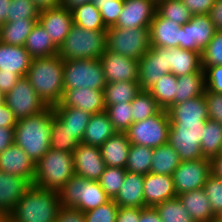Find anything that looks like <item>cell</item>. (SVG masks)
<instances>
[{
	"label": "cell",
	"mask_w": 222,
	"mask_h": 222,
	"mask_svg": "<svg viewBox=\"0 0 222 222\" xmlns=\"http://www.w3.org/2000/svg\"><path fill=\"white\" fill-rule=\"evenodd\" d=\"M91 2V0H61L60 6L68 9L69 11L74 10L76 7L80 5Z\"/></svg>",
	"instance_id": "a7ac6f4b"
},
{
	"label": "cell",
	"mask_w": 222,
	"mask_h": 222,
	"mask_svg": "<svg viewBox=\"0 0 222 222\" xmlns=\"http://www.w3.org/2000/svg\"><path fill=\"white\" fill-rule=\"evenodd\" d=\"M167 112L170 122H206L209 119L204 95L173 104Z\"/></svg>",
	"instance_id": "484cf974"
},
{
	"label": "cell",
	"mask_w": 222,
	"mask_h": 222,
	"mask_svg": "<svg viewBox=\"0 0 222 222\" xmlns=\"http://www.w3.org/2000/svg\"><path fill=\"white\" fill-rule=\"evenodd\" d=\"M33 59L58 54V47L48 36L47 31L36 22L24 44Z\"/></svg>",
	"instance_id": "1f68e13d"
},
{
	"label": "cell",
	"mask_w": 222,
	"mask_h": 222,
	"mask_svg": "<svg viewBox=\"0 0 222 222\" xmlns=\"http://www.w3.org/2000/svg\"><path fill=\"white\" fill-rule=\"evenodd\" d=\"M195 222H211L216 219L203 188L177 196Z\"/></svg>",
	"instance_id": "4316f807"
},
{
	"label": "cell",
	"mask_w": 222,
	"mask_h": 222,
	"mask_svg": "<svg viewBox=\"0 0 222 222\" xmlns=\"http://www.w3.org/2000/svg\"><path fill=\"white\" fill-rule=\"evenodd\" d=\"M14 128L0 127V153L14 144Z\"/></svg>",
	"instance_id": "94428289"
},
{
	"label": "cell",
	"mask_w": 222,
	"mask_h": 222,
	"mask_svg": "<svg viewBox=\"0 0 222 222\" xmlns=\"http://www.w3.org/2000/svg\"><path fill=\"white\" fill-rule=\"evenodd\" d=\"M204 126L205 122H170L168 143L177 152L180 161L206 158L200 148Z\"/></svg>",
	"instance_id": "9c48e42d"
},
{
	"label": "cell",
	"mask_w": 222,
	"mask_h": 222,
	"mask_svg": "<svg viewBox=\"0 0 222 222\" xmlns=\"http://www.w3.org/2000/svg\"><path fill=\"white\" fill-rule=\"evenodd\" d=\"M216 31L209 14L193 15L191 20L181 26V48L201 54Z\"/></svg>",
	"instance_id": "5bb4252c"
},
{
	"label": "cell",
	"mask_w": 222,
	"mask_h": 222,
	"mask_svg": "<svg viewBox=\"0 0 222 222\" xmlns=\"http://www.w3.org/2000/svg\"><path fill=\"white\" fill-rule=\"evenodd\" d=\"M157 13L180 26H183L193 16L182 0H162L157 3Z\"/></svg>",
	"instance_id": "ee69618b"
},
{
	"label": "cell",
	"mask_w": 222,
	"mask_h": 222,
	"mask_svg": "<svg viewBox=\"0 0 222 222\" xmlns=\"http://www.w3.org/2000/svg\"><path fill=\"white\" fill-rule=\"evenodd\" d=\"M106 50L139 61L150 49L149 28L108 27Z\"/></svg>",
	"instance_id": "ba28073f"
},
{
	"label": "cell",
	"mask_w": 222,
	"mask_h": 222,
	"mask_svg": "<svg viewBox=\"0 0 222 222\" xmlns=\"http://www.w3.org/2000/svg\"><path fill=\"white\" fill-rule=\"evenodd\" d=\"M64 60L57 54L32 60L26 78L48 107L60 103L63 94Z\"/></svg>",
	"instance_id": "7a4b0ae2"
},
{
	"label": "cell",
	"mask_w": 222,
	"mask_h": 222,
	"mask_svg": "<svg viewBox=\"0 0 222 222\" xmlns=\"http://www.w3.org/2000/svg\"><path fill=\"white\" fill-rule=\"evenodd\" d=\"M211 174L222 179V153L210 159Z\"/></svg>",
	"instance_id": "e7e4bbea"
},
{
	"label": "cell",
	"mask_w": 222,
	"mask_h": 222,
	"mask_svg": "<svg viewBox=\"0 0 222 222\" xmlns=\"http://www.w3.org/2000/svg\"><path fill=\"white\" fill-rule=\"evenodd\" d=\"M52 107L42 113L17 120L14 143L21 147L36 164L50 149Z\"/></svg>",
	"instance_id": "3957f363"
},
{
	"label": "cell",
	"mask_w": 222,
	"mask_h": 222,
	"mask_svg": "<svg viewBox=\"0 0 222 222\" xmlns=\"http://www.w3.org/2000/svg\"><path fill=\"white\" fill-rule=\"evenodd\" d=\"M176 84L177 77L174 74L168 73L163 75L148 91L156 100L157 104L162 109L167 110L174 104Z\"/></svg>",
	"instance_id": "74e56055"
},
{
	"label": "cell",
	"mask_w": 222,
	"mask_h": 222,
	"mask_svg": "<svg viewBox=\"0 0 222 222\" xmlns=\"http://www.w3.org/2000/svg\"><path fill=\"white\" fill-rule=\"evenodd\" d=\"M55 222H85V216L80 209L61 207Z\"/></svg>",
	"instance_id": "9f6ffc18"
},
{
	"label": "cell",
	"mask_w": 222,
	"mask_h": 222,
	"mask_svg": "<svg viewBox=\"0 0 222 222\" xmlns=\"http://www.w3.org/2000/svg\"><path fill=\"white\" fill-rule=\"evenodd\" d=\"M50 148L73 153L79 145L72 134L65 128L62 122L53 114Z\"/></svg>",
	"instance_id": "60d3db41"
},
{
	"label": "cell",
	"mask_w": 222,
	"mask_h": 222,
	"mask_svg": "<svg viewBox=\"0 0 222 222\" xmlns=\"http://www.w3.org/2000/svg\"><path fill=\"white\" fill-rule=\"evenodd\" d=\"M36 22H38V18L7 21L4 25L0 26V41L9 45L24 46Z\"/></svg>",
	"instance_id": "836d02e7"
},
{
	"label": "cell",
	"mask_w": 222,
	"mask_h": 222,
	"mask_svg": "<svg viewBox=\"0 0 222 222\" xmlns=\"http://www.w3.org/2000/svg\"><path fill=\"white\" fill-rule=\"evenodd\" d=\"M10 6L8 21L39 17L40 10L32 0H12Z\"/></svg>",
	"instance_id": "c3c4849f"
},
{
	"label": "cell",
	"mask_w": 222,
	"mask_h": 222,
	"mask_svg": "<svg viewBox=\"0 0 222 222\" xmlns=\"http://www.w3.org/2000/svg\"><path fill=\"white\" fill-rule=\"evenodd\" d=\"M203 189L206 192L213 214L217 217L222 211V179L210 174Z\"/></svg>",
	"instance_id": "681fc988"
},
{
	"label": "cell",
	"mask_w": 222,
	"mask_h": 222,
	"mask_svg": "<svg viewBox=\"0 0 222 222\" xmlns=\"http://www.w3.org/2000/svg\"><path fill=\"white\" fill-rule=\"evenodd\" d=\"M216 219L220 222H222V211L219 213V215L216 217Z\"/></svg>",
	"instance_id": "8c879c8a"
},
{
	"label": "cell",
	"mask_w": 222,
	"mask_h": 222,
	"mask_svg": "<svg viewBox=\"0 0 222 222\" xmlns=\"http://www.w3.org/2000/svg\"><path fill=\"white\" fill-rule=\"evenodd\" d=\"M153 148L130 144L125 169L131 173L146 175L150 173Z\"/></svg>",
	"instance_id": "ab89813d"
},
{
	"label": "cell",
	"mask_w": 222,
	"mask_h": 222,
	"mask_svg": "<svg viewBox=\"0 0 222 222\" xmlns=\"http://www.w3.org/2000/svg\"><path fill=\"white\" fill-rule=\"evenodd\" d=\"M211 222H220V221H218L217 219H215V220H213V221H211Z\"/></svg>",
	"instance_id": "34e18365"
},
{
	"label": "cell",
	"mask_w": 222,
	"mask_h": 222,
	"mask_svg": "<svg viewBox=\"0 0 222 222\" xmlns=\"http://www.w3.org/2000/svg\"><path fill=\"white\" fill-rule=\"evenodd\" d=\"M210 19L217 30H222V0H216L209 13Z\"/></svg>",
	"instance_id": "6125c7cd"
},
{
	"label": "cell",
	"mask_w": 222,
	"mask_h": 222,
	"mask_svg": "<svg viewBox=\"0 0 222 222\" xmlns=\"http://www.w3.org/2000/svg\"><path fill=\"white\" fill-rule=\"evenodd\" d=\"M52 107H74L95 114L106 110L103 90L74 88L64 91L59 104Z\"/></svg>",
	"instance_id": "d6986e66"
},
{
	"label": "cell",
	"mask_w": 222,
	"mask_h": 222,
	"mask_svg": "<svg viewBox=\"0 0 222 222\" xmlns=\"http://www.w3.org/2000/svg\"><path fill=\"white\" fill-rule=\"evenodd\" d=\"M206 92L205 72H195L177 77L174 104L200 97Z\"/></svg>",
	"instance_id": "d6a6232c"
},
{
	"label": "cell",
	"mask_w": 222,
	"mask_h": 222,
	"mask_svg": "<svg viewBox=\"0 0 222 222\" xmlns=\"http://www.w3.org/2000/svg\"><path fill=\"white\" fill-rule=\"evenodd\" d=\"M140 91L138 81L107 83L103 90L104 103L105 105H115L121 102L131 103Z\"/></svg>",
	"instance_id": "d590c367"
},
{
	"label": "cell",
	"mask_w": 222,
	"mask_h": 222,
	"mask_svg": "<svg viewBox=\"0 0 222 222\" xmlns=\"http://www.w3.org/2000/svg\"><path fill=\"white\" fill-rule=\"evenodd\" d=\"M62 207L80 209L83 213L106 204L111 198L98 181L74 175L58 191Z\"/></svg>",
	"instance_id": "8992f818"
},
{
	"label": "cell",
	"mask_w": 222,
	"mask_h": 222,
	"mask_svg": "<svg viewBox=\"0 0 222 222\" xmlns=\"http://www.w3.org/2000/svg\"><path fill=\"white\" fill-rule=\"evenodd\" d=\"M200 148L203 156L209 159L222 153V125L219 122L212 119L205 122Z\"/></svg>",
	"instance_id": "8d00e7d4"
},
{
	"label": "cell",
	"mask_w": 222,
	"mask_h": 222,
	"mask_svg": "<svg viewBox=\"0 0 222 222\" xmlns=\"http://www.w3.org/2000/svg\"><path fill=\"white\" fill-rule=\"evenodd\" d=\"M35 165L28 154L15 143L0 153V171L21 176L31 185L35 176Z\"/></svg>",
	"instance_id": "44dd1931"
},
{
	"label": "cell",
	"mask_w": 222,
	"mask_h": 222,
	"mask_svg": "<svg viewBox=\"0 0 222 222\" xmlns=\"http://www.w3.org/2000/svg\"><path fill=\"white\" fill-rule=\"evenodd\" d=\"M131 106L132 123L156 115L162 109L148 90H141L131 101Z\"/></svg>",
	"instance_id": "b9f144b4"
},
{
	"label": "cell",
	"mask_w": 222,
	"mask_h": 222,
	"mask_svg": "<svg viewBox=\"0 0 222 222\" xmlns=\"http://www.w3.org/2000/svg\"><path fill=\"white\" fill-rule=\"evenodd\" d=\"M12 0H0V26L8 21V14Z\"/></svg>",
	"instance_id": "03108f58"
},
{
	"label": "cell",
	"mask_w": 222,
	"mask_h": 222,
	"mask_svg": "<svg viewBox=\"0 0 222 222\" xmlns=\"http://www.w3.org/2000/svg\"><path fill=\"white\" fill-rule=\"evenodd\" d=\"M119 207L113 199L84 213L85 222H116Z\"/></svg>",
	"instance_id": "f907efd6"
},
{
	"label": "cell",
	"mask_w": 222,
	"mask_h": 222,
	"mask_svg": "<svg viewBox=\"0 0 222 222\" xmlns=\"http://www.w3.org/2000/svg\"><path fill=\"white\" fill-rule=\"evenodd\" d=\"M31 184L23 177L0 171V222L12 212Z\"/></svg>",
	"instance_id": "ffe728a7"
},
{
	"label": "cell",
	"mask_w": 222,
	"mask_h": 222,
	"mask_svg": "<svg viewBox=\"0 0 222 222\" xmlns=\"http://www.w3.org/2000/svg\"><path fill=\"white\" fill-rule=\"evenodd\" d=\"M156 12L157 4L153 0H124L122 12L112 27L149 28Z\"/></svg>",
	"instance_id": "9a60e30c"
},
{
	"label": "cell",
	"mask_w": 222,
	"mask_h": 222,
	"mask_svg": "<svg viewBox=\"0 0 222 222\" xmlns=\"http://www.w3.org/2000/svg\"><path fill=\"white\" fill-rule=\"evenodd\" d=\"M41 11L44 9L56 8L60 6L61 0H32Z\"/></svg>",
	"instance_id": "003e7915"
},
{
	"label": "cell",
	"mask_w": 222,
	"mask_h": 222,
	"mask_svg": "<svg viewBox=\"0 0 222 222\" xmlns=\"http://www.w3.org/2000/svg\"><path fill=\"white\" fill-rule=\"evenodd\" d=\"M53 114L62 122L72 136L82 142L92 114L74 107H52Z\"/></svg>",
	"instance_id": "4dcf8cb0"
},
{
	"label": "cell",
	"mask_w": 222,
	"mask_h": 222,
	"mask_svg": "<svg viewBox=\"0 0 222 222\" xmlns=\"http://www.w3.org/2000/svg\"><path fill=\"white\" fill-rule=\"evenodd\" d=\"M170 119L166 109L145 120L133 122L125 131L130 144L156 148L168 143Z\"/></svg>",
	"instance_id": "30bf717a"
},
{
	"label": "cell",
	"mask_w": 222,
	"mask_h": 222,
	"mask_svg": "<svg viewBox=\"0 0 222 222\" xmlns=\"http://www.w3.org/2000/svg\"><path fill=\"white\" fill-rule=\"evenodd\" d=\"M72 154L75 175L87 180L98 181L100 179L106 168L100 147L81 142Z\"/></svg>",
	"instance_id": "2e32d148"
},
{
	"label": "cell",
	"mask_w": 222,
	"mask_h": 222,
	"mask_svg": "<svg viewBox=\"0 0 222 222\" xmlns=\"http://www.w3.org/2000/svg\"><path fill=\"white\" fill-rule=\"evenodd\" d=\"M33 58L24 46H14L0 41L1 72L17 73L26 77Z\"/></svg>",
	"instance_id": "cb8c5ba5"
},
{
	"label": "cell",
	"mask_w": 222,
	"mask_h": 222,
	"mask_svg": "<svg viewBox=\"0 0 222 222\" xmlns=\"http://www.w3.org/2000/svg\"><path fill=\"white\" fill-rule=\"evenodd\" d=\"M107 83L138 81V61L105 51L99 58Z\"/></svg>",
	"instance_id": "e0dca14e"
},
{
	"label": "cell",
	"mask_w": 222,
	"mask_h": 222,
	"mask_svg": "<svg viewBox=\"0 0 222 222\" xmlns=\"http://www.w3.org/2000/svg\"><path fill=\"white\" fill-rule=\"evenodd\" d=\"M126 171L125 168L106 166L104 173L100 176L98 182L111 199L118 194L124 181Z\"/></svg>",
	"instance_id": "bcb514c9"
},
{
	"label": "cell",
	"mask_w": 222,
	"mask_h": 222,
	"mask_svg": "<svg viewBox=\"0 0 222 222\" xmlns=\"http://www.w3.org/2000/svg\"><path fill=\"white\" fill-rule=\"evenodd\" d=\"M94 6L99 9L100 4H108V3H124V0H91Z\"/></svg>",
	"instance_id": "89a4df30"
},
{
	"label": "cell",
	"mask_w": 222,
	"mask_h": 222,
	"mask_svg": "<svg viewBox=\"0 0 222 222\" xmlns=\"http://www.w3.org/2000/svg\"><path fill=\"white\" fill-rule=\"evenodd\" d=\"M16 124L17 119L5 102L0 104V127L14 128Z\"/></svg>",
	"instance_id": "91938a15"
},
{
	"label": "cell",
	"mask_w": 222,
	"mask_h": 222,
	"mask_svg": "<svg viewBox=\"0 0 222 222\" xmlns=\"http://www.w3.org/2000/svg\"><path fill=\"white\" fill-rule=\"evenodd\" d=\"M61 207L58 191L31 185L3 222H55Z\"/></svg>",
	"instance_id": "6da1fadb"
},
{
	"label": "cell",
	"mask_w": 222,
	"mask_h": 222,
	"mask_svg": "<svg viewBox=\"0 0 222 222\" xmlns=\"http://www.w3.org/2000/svg\"><path fill=\"white\" fill-rule=\"evenodd\" d=\"M141 208L119 207L116 222H139Z\"/></svg>",
	"instance_id": "6f0895ef"
},
{
	"label": "cell",
	"mask_w": 222,
	"mask_h": 222,
	"mask_svg": "<svg viewBox=\"0 0 222 222\" xmlns=\"http://www.w3.org/2000/svg\"><path fill=\"white\" fill-rule=\"evenodd\" d=\"M4 102L17 120L42 113L48 108L26 77H22L16 85L5 94Z\"/></svg>",
	"instance_id": "8fae6325"
},
{
	"label": "cell",
	"mask_w": 222,
	"mask_h": 222,
	"mask_svg": "<svg viewBox=\"0 0 222 222\" xmlns=\"http://www.w3.org/2000/svg\"><path fill=\"white\" fill-rule=\"evenodd\" d=\"M152 158L150 172L161 175L172 176L181 162L177 152L169 143L153 148Z\"/></svg>",
	"instance_id": "e575fe53"
},
{
	"label": "cell",
	"mask_w": 222,
	"mask_h": 222,
	"mask_svg": "<svg viewBox=\"0 0 222 222\" xmlns=\"http://www.w3.org/2000/svg\"><path fill=\"white\" fill-rule=\"evenodd\" d=\"M144 175L126 171L118 194L113 198L118 207H146L144 202Z\"/></svg>",
	"instance_id": "d4e9b609"
},
{
	"label": "cell",
	"mask_w": 222,
	"mask_h": 222,
	"mask_svg": "<svg viewBox=\"0 0 222 222\" xmlns=\"http://www.w3.org/2000/svg\"><path fill=\"white\" fill-rule=\"evenodd\" d=\"M21 79L17 73L1 72L0 70V91L5 95Z\"/></svg>",
	"instance_id": "680465c9"
},
{
	"label": "cell",
	"mask_w": 222,
	"mask_h": 222,
	"mask_svg": "<svg viewBox=\"0 0 222 222\" xmlns=\"http://www.w3.org/2000/svg\"><path fill=\"white\" fill-rule=\"evenodd\" d=\"M156 4L159 2V1H162V0H153Z\"/></svg>",
	"instance_id": "753ad0ef"
},
{
	"label": "cell",
	"mask_w": 222,
	"mask_h": 222,
	"mask_svg": "<svg viewBox=\"0 0 222 222\" xmlns=\"http://www.w3.org/2000/svg\"><path fill=\"white\" fill-rule=\"evenodd\" d=\"M74 175L73 154L50 148L35 165L33 185L59 191Z\"/></svg>",
	"instance_id": "277c9868"
},
{
	"label": "cell",
	"mask_w": 222,
	"mask_h": 222,
	"mask_svg": "<svg viewBox=\"0 0 222 222\" xmlns=\"http://www.w3.org/2000/svg\"><path fill=\"white\" fill-rule=\"evenodd\" d=\"M106 45V30H89L73 23L58 48V55L63 60L99 59L106 51Z\"/></svg>",
	"instance_id": "5b68a950"
},
{
	"label": "cell",
	"mask_w": 222,
	"mask_h": 222,
	"mask_svg": "<svg viewBox=\"0 0 222 222\" xmlns=\"http://www.w3.org/2000/svg\"><path fill=\"white\" fill-rule=\"evenodd\" d=\"M143 193L146 207L177 197L172 176L151 172L144 175Z\"/></svg>",
	"instance_id": "7402d4cb"
},
{
	"label": "cell",
	"mask_w": 222,
	"mask_h": 222,
	"mask_svg": "<svg viewBox=\"0 0 222 222\" xmlns=\"http://www.w3.org/2000/svg\"><path fill=\"white\" fill-rule=\"evenodd\" d=\"M117 130L106 111L92 114L85 129L82 143L101 147Z\"/></svg>",
	"instance_id": "83f0119b"
},
{
	"label": "cell",
	"mask_w": 222,
	"mask_h": 222,
	"mask_svg": "<svg viewBox=\"0 0 222 222\" xmlns=\"http://www.w3.org/2000/svg\"><path fill=\"white\" fill-rule=\"evenodd\" d=\"M169 48L151 46L138 61V83L141 90H149L169 70Z\"/></svg>",
	"instance_id": "4fadbf2b"
},
{
	"label": "cell",
	"mask_w": 222,
	"mask_h": 222,
	"mask_svg": "<svg viewBox=\"0 0 222 222\" xmlns=\"http://www.w3.org/2000/svg\"><path fill=\"white\" fill-rule=\"evenodd\" d=\"M38 22L47 31L53 43L59 48L73 25L72 11L62 6L44 9L39 13Z\"/></svg>",
	"instance_id": "ac0fdd59"
},
{
	"label": "cell",
	"mask_w": 222,
	"mask_h": 222,
	"mask_svg": "<svg viewBox=\"0 0 222 222\" xmlns=\"http://www.w3.org/2000/svg\"><path fill=\"white\" fill-rule=\"evenodd\" d=\"M169 70L176 77L195 72H204L201 64V54L180 47L169 48Z\"/></svg>",
	"instance_id": "f1b7e54d"
},
{
	"label": "cell",
	"mask_w": 222,
	"mask_h": 222,
	"mask_svg": "<svg viewBox=\"0 0 222 222\" xmlns=\"http://www.w3.org/2000/svg\"><path fill=\"white\" fill-rule=\"evenodd\" d=\"M202 66L222 65V30H217L201 53Z\"/></svg>",
	"instance_id": "7dc6e473"
},
{
	"label": "cell",
	"mask_w": 222,
	"mask_h": 222,
	"mask_svg": "<svg viewBox=\"0 0 222 222\" xmlns=\"http://www.w3.org/2000/svg\"><path fill=\"white\" fill-rule=\"evenodd\" d=\"M130 149V141L125 132H117L101 147L102 158L108 167L125 168Z\"/></svg>",
	"instance_id": "f546056e"
},
{
	"label": "cell",
	"mask_w": 222,
	"mask_h": 222,
	"mask_svg": "<svg viewBox=\"0 0 222 222\" xmlns=\"http://www.w3.org/2000/svg\"><path fill=\"white\" fill-rule=\"evenodd\" d=\"M209 119L222 125V94L204 93Z\"/></svg>",
	"instance_id": "f5cc1de1"
},
{
	"label": "cell",
	"mask_w": 222,
	"mask_h": 222,
	"mask_svg": "<svg viewBox=\"0 0 222 222\" xmlns=\"http://www.w3.org/2000/svg\"><path fill=\"white\" fill-rule=\"evenodd\" d=\"M124 3L100 4V14L105 26L112 27L116 24L119 15L122 12Z\"/></svg>",
	"instance_id": "db71d44e"
},
{
	"label": "cell",
	"mask_w": 222,
	"mask_h": 222,
	"mask_svg": "<svg viewBox=\"0 0 222 222\" xmlns=\"http://www.w3.org/2000/svg\"><path fill=\"white\" fill-rule=\"evenodd\" d=\"M162 222H195L178 197L155 206Z\"/></svg>",
	"instance_id": "7bdbcfd3"
},
{
	"label": "cell",
	"mask_w": 222,
	"mask_h": 222,
	"mask_svg": "<svg viewBox=\"0 0 222 222\" xmlns=\"http://www.w3.org/2000/svg\"><path fill=\"white\" fill-rule=\"evenodd\" d=\"M5 95L0 91V104L4 103Z\"/></svg>",
	"instance_id": "2644e50d"
},
{
	"label": "cell",
	"mask_w": 222,
	"mask_h": 222,
	"mask_svg": "<svg viewBox=\"0 0 222 222\" xmlns=\"http://www.w3.org/2000/svg\"><path fill=\"white\" fill-rule=\"evenodd\" d=\"M73 23L89 30H107L100 11L92 2L80 5L72 10Z\"/></svg>",
	"instance_id": "f35d334b"
},
{
	"label": "cell",
	"mask_w": 222,
	"mask_h": 222,
	"mask_svg": "<svg viewBox=\"0 0 222 222\" xmlns=\"http://www.w3.org/2000/svg\"><path fill=\"white\" fill-rule=\"evenodd\" d=\"M205 72L206 92L222 94V65L202 66Z\"/></svg>",
	"instance_id": "816d5d0a"
},
{
	"label": "cell",
	"mask_w": 222,
	"mask_h": 222,
	"mask_svg": "<svg viewBox=\"0 0 222 222\" xmlns=\"http://www.w3.org/2000/svg\"><path fill=\"white\" fill-rule=\"evenodd\" d=\"M106 113L113 123L117 132H125L132 124V106L131 103H117L115 105H105Z\"/></svg>",
	"instance_id": "f6af8a7d"
},
{
	"label": "cell",
	"mask_w": 222,
	"mask_h": 222,
	"mask_svg": "<svg viewBox=\"0 0 222 222\" xmlns=\"http://www.w3.org/2000/svg\"><path fill=\"white\" fill-rule=\"evenodd\" d=\"M192 15L209 14L216 0H182Z\"/></svg>",
	"instance_id": "11a10c76"
},
{
	"label": "cell",
	"mask_w": 222,
	"mask_h": 222,
	"mask_svg": "<svg viewBox=\"0 0 222 222\" xmlns=\"http://www.w3.org/2000/svg\"><path fill=\"white\" fill-rule=\"evenodd\" d=\"M107 81L99 59L64 60V91L74 88L104 90Z\"/></svg>",
	"instance_id": "52a82bcc"
},
{
	"label": "cell",
	"mask_w": 222,
	"mask_h": 222,
	"mask_svg": "<svg viewBox=\"0 0 222 222\" xmlns=\"http://www.w3.org/2000/svg\"><path fill=\"white\" fill-rule=\"evenodd\" d=\"M150 46L181 48V26L157 12L149 27Z\"/></svg>",
	"instance_id": "603a6c76"
},
{
	"label": "cell",
	"mask_w": 222,
	"mask_h": 222,
	"mask_svg": "<svg viewBox=\"0 0 222 222\" xmlns=\"http://www.w3.org/2000/svg\"><path fill=\"white\" fill-rule=\"evenodd\" d=\"M139 222H162L155 207L141 208Z\"/></svg>",
	"instance_id": "be15d7a7"
},
{
	"label": "cell",
	"mask_w": 222,
	"mask_h": 222,
	"mask_svg": "<svg viewBox=\"0 0 222 222\" xmlns=\"http://www.w3.org/2000/svg\"><path fill=\"white\" fill-rule=\"evenodd\" d=\"M211 174V161L209 158L181 161L172 173L176 195L204 187Z\"/></svg>",
	"instance_id": "7c38bea8"
}]
</instances>
